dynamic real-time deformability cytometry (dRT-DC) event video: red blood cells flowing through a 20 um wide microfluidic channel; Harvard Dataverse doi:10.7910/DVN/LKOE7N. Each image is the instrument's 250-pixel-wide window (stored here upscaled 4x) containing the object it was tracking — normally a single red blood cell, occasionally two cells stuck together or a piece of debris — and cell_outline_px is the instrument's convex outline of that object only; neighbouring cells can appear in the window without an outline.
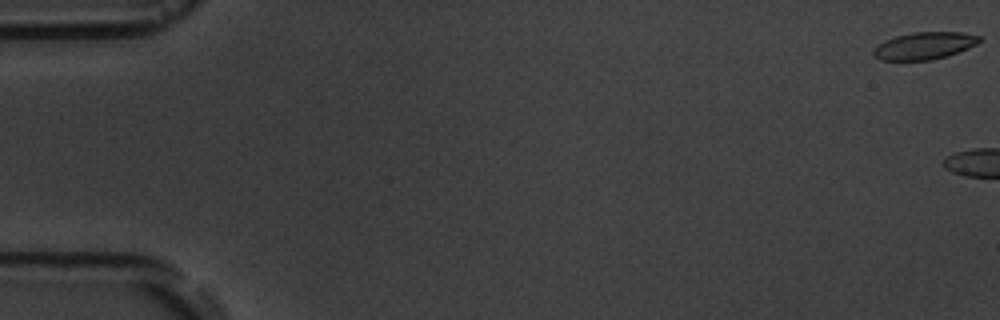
{"species": "common noctule bat (a hibernating species)", "species_latin": "Nyctalus noctula", "temperature_condition": "room temperature", "stored_images_in_passage": 5, "camera_frame_rate_fps": 3000, "um_per_image_px": 0.085, "animal": {"sex": "male", "body_mass_g": 19.5, "forearm_length_mm": 54.6}, "frame": {"image": 1, "passage_image": 1, "time_ms": 0.0, "image_size_px": [1000, 320], "cell_outline_px": [[984, 40], [968, 48], [948, 56], [932, 60], [880, 60], [872, 52], [872, 48], [884, 40], [896, 36], [916, 32], [964, 32], [980, 36]], "centroid_in_image_um": [78.59, 3.88], "position_along_channel_um": 6.4, "area_um2": 16.94}}